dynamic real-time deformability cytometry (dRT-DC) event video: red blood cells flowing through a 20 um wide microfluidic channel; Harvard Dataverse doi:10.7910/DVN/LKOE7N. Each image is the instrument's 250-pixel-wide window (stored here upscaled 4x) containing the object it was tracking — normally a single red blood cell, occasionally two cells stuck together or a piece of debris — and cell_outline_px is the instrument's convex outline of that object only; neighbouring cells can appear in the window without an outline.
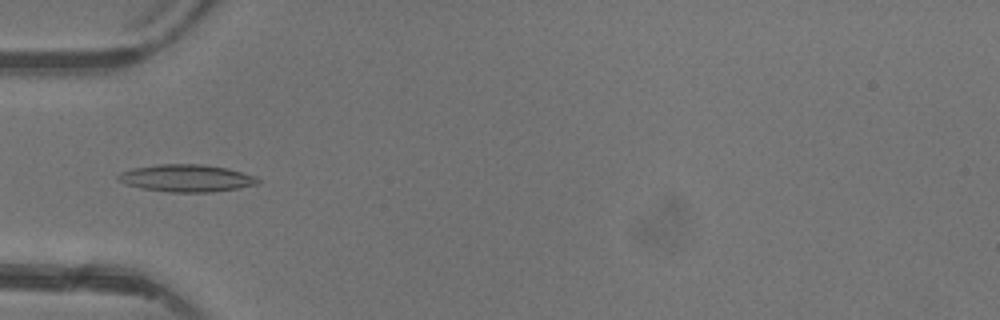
{"species": "common noctule bat (a hibernating species)", "species_latin": "Nyctalus noctula", "temperature_condition": "warm", "stored_images_in_passage": 5, "camera_frame_rate_fps": 3000, "um_per_image_px": 0.085, "animal": {"sex": "female"}, "frame": {"image": 1, "passage_image": 5, "time_ms": 4.667, "image_size_px": [1000, 320], "cell_outline_px": [[260, 184], [212, 192], [168, 192], [140, 188], [116, 180], [116, 176], [120, 172], [132, 168], [156, 164], [204, 164], [228, 168], [256, 176], [260, 180]], "centroid_in_image_um": [15.84, 15.13], "position_along_channel_um": 69.2, "area_um2": 22.43}}